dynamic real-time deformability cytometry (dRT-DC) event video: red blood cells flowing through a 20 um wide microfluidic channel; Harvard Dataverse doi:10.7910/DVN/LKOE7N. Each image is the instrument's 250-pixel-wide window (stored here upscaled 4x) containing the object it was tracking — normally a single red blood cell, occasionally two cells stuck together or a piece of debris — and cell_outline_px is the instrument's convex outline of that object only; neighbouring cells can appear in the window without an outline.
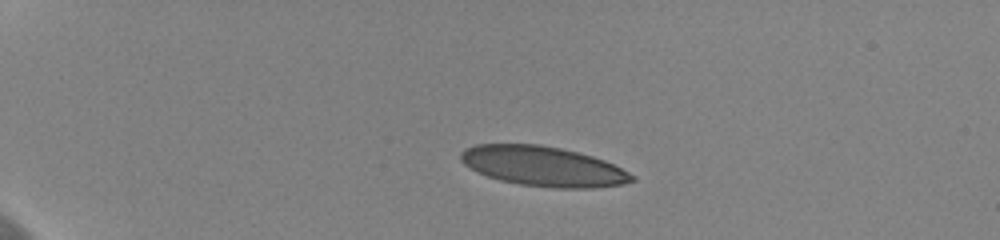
{"species": "human", "species_latin": "Homo sapiens", "temperature_condition": "cold", "stored_images_in_passage": 44, "camera_frame_rate_fps": 3000, "um_per_image_px": 0.085, "donor": {"sex": "female"}, "frame": {"image": 1, "passage_image": 1, "time_ms": 0.0, "image_size_px": [1000, 240], "cell_outline_px": [[636, 180], [624, 184], [592, 188], [552, 188], [520, 184], [500, 180], [476, 172], [464, 164], [460, 160], [460, 152], [464, 148], [476, 144], [540, 144], [560, 148], [592, 156], [604, 160], [628, 172]], "centroid_in_image_um": [46.12, 14.13], "position_along_channel_um": 38.9, "area_um2": 39.71}}
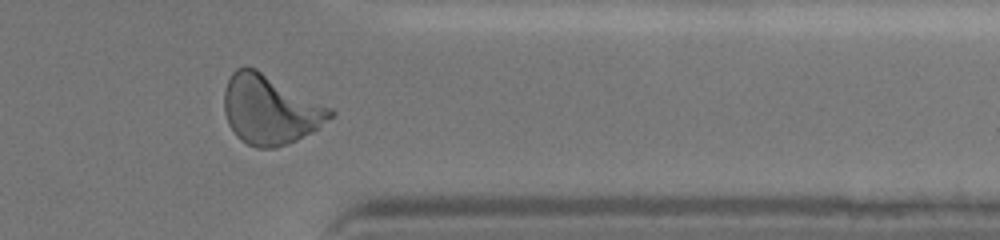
{"frame": {"image": 2, "passage_image": 36, "time_ms": 11.667, "image_size_px": [1000, 240], "cell_outline_px": [[336, 112], [332, 116], [312, 132], [288, 144], [276, 148], [256, 148], [240, 140], [236, 136], [228, 124], [224, 112], [224, 88], [232, 72], [236, 68], [256, 68], [332, 108]], "centroid_in_image_um": [22.93, 9.33], "position_along_channel_um": 388.5, "area_um2": 42.77}}
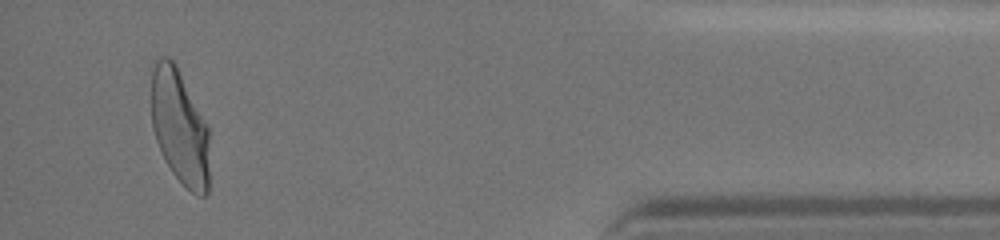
{"frame": {"image": 3, "passage_image": 42, "time_ms": 13.667, "image_size_px": [1000, 240], "cell_outline_px": [[208, 192], [204, 196], [200, 196], [192, 192], [172, 172], [164, 160], [160, 152], [152, 128], [152, 60], [160, 56], [168, 56], [176, 64], [208, 128]], "centroid_in_image_um": [15.24, 10.76], "position_along_channel_um": 420.0, "area_um2": 38.73}, "authors_computed_cell_mechanics": {"area_um2": 39.9398, "velocity_mm_per_s": 3.6341, "shape_relaxation_time_tau1_ms": 6.0567, "shape_relaxation_time_tau2_ms": null, "deformation_change_tau1": 0.1778, "deformation_change_tau2": null}}